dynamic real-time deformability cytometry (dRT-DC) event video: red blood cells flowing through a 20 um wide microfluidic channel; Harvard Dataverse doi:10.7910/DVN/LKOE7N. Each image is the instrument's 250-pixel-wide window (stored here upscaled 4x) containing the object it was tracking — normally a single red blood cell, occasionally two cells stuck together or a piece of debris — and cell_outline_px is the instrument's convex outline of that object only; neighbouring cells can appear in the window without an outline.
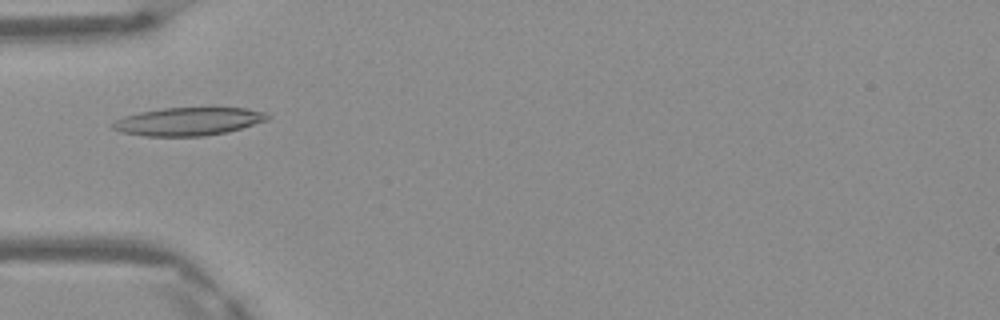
{"species": "Egyptian fruit bat (a non-hibernating species)", "species_latin": "Rousettus aegyptiacus", "temperature_condition": "warm", "stored_images_in_passage": 49, "camera_frame_rate_fps": 3000, "um_per_image_px": 0.085, "frame": {"image": 1, "passage_image": 16, "time_ms": 5.0, "image_size_px": [1000, 320], "cell_outline_px": [[272, 116], [268, 120], [240, 128], [224, 132], [204, 136], [144, 136], [120, 132], [112, 128], [112, 124], [116, 120], [124, 116], [140, 112], [164, 108], [244, 108], [264, 112]], "centroid_in_image_um": [15.99, 10.32], "position_along_channel_um": 69.0, "area_um2": 25.09}}
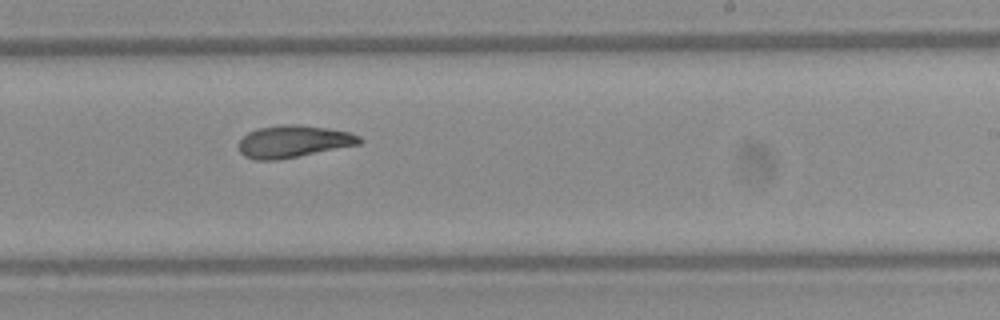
{"frame": {"image": 2, "passage_image": 30, "time_ms": 9.667, "image_size_px": [1000, 320], "cell_outline_px": [[364, 140], [360, 144], [280, 160], [256, 160], [244, 156], [240, 152], [240, 140], [248, 132], [256, 128], [284, 124], [296, 124], [328, 128], [348, 132], [360, 136]], "centroid_in_image_um": [24.95, 12.02], "position_along_channel_um": 264.1, "area_um2": 22.72}}
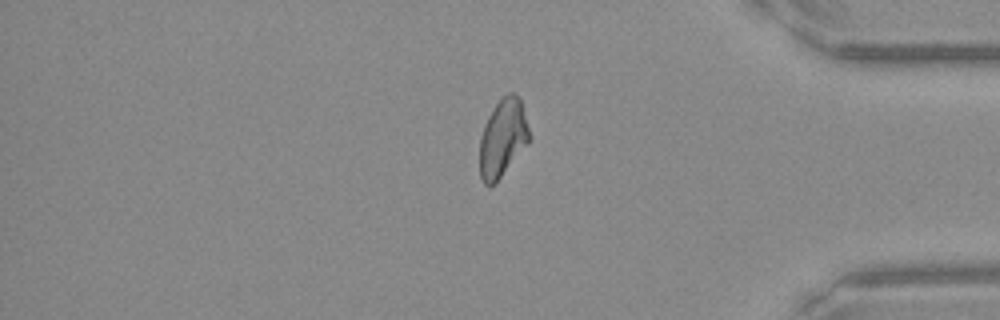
{"frame": {"image": 3, "passage_image": 41, "time_ms": 13.333, "image_size_px": [1000, 320], "cell_outline_px": [[532, 140], [500, 176], [488, 188], [484, 184], [480, 176], [480, 136], [484, 124], [492, 108], [508, 92], [512, 92], [520, 100], [532, 136]], "centroid_in_image_um": [42.74, 11.72], "position_along_channel_um": 392.5, "area_um2": 22.43}, "authors_computed_cell_mechanics": {"area_um2": 23.12, "velocity_mm_per_s": 4.1645, "shape_relaxation_time_tau1_ms": null, "shape_relaxation_time_tau2_ms": 3.9901, "deformation_change_tau1": null, "deformation_change_tau2": 0.1218}}